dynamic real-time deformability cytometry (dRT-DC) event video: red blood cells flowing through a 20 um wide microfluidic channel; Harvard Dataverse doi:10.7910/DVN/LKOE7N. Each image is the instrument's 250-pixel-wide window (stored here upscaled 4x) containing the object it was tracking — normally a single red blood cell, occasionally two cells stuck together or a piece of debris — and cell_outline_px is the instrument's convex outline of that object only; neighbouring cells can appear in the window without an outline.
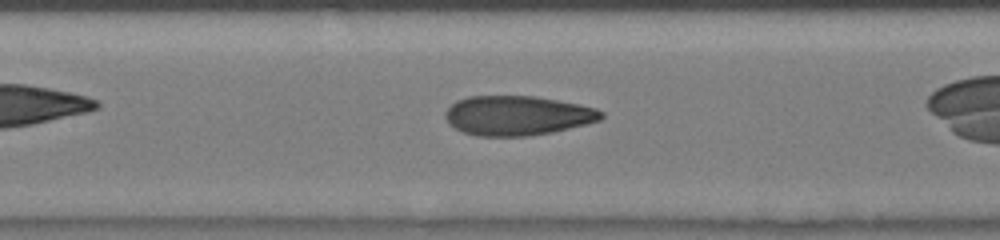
{"species": "human", "species_latin": "Homo sapiens", "temperature_condition": "room temperature", "stored_images_in_passage": 18, "camera_frame_rate_fps": 3000, "um_per_image_px": 0.085, "donor": {"sex": "male"}, "frame": {"image": 1, "passage_image": 6, "time_ms": 2.333, "image_size_px": [1000, 240], "cell_outline_px": [[604, 116], [600, 120], [588, 124], [552, 132], [528, 136], [476, 136], [464, 132], [448, 124], [444, 116], [444, 112], [456, 100], [468, 96], [536, 96], [596, 108], [604, 112]], "centroid_in_image_um": [43.96, 9.82], "position_along_channel_um": 163.4, "area_um2": 36.07}}
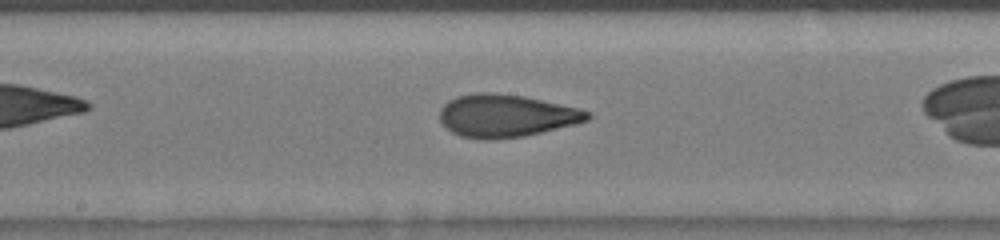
{"frame": {"image": 2, "passage_image": 8, "time_ms": 3.333, "image_size_px": [1000, 240], "cell_outline_px": [[592, 116], [588, 120], [576, 124], [524, 136], [496, 140], [480, 140], [460, 136], [452, 132], [440, 120], [440, 108], [448, 100], [456, 96], [476, 92], [492, 92], [524, 96], [580, 108], [588, 112]], "centroid_in_image_um": [43.0, 9.84], "position_along_channel_um": 205.2, "area_um2": 36.99}, "authors_computed_cell_mechanics": {"area_um2": 36.1828, "velocity_mm_per_s": 4.1759, "shape_relaxation_time_tau1_ms": 4.1945, "shape_relaxation_time_tau2_ms": 0.8, "deformation_change_tau1": 0.181, "deformation_change_tau2": 0.0654}}